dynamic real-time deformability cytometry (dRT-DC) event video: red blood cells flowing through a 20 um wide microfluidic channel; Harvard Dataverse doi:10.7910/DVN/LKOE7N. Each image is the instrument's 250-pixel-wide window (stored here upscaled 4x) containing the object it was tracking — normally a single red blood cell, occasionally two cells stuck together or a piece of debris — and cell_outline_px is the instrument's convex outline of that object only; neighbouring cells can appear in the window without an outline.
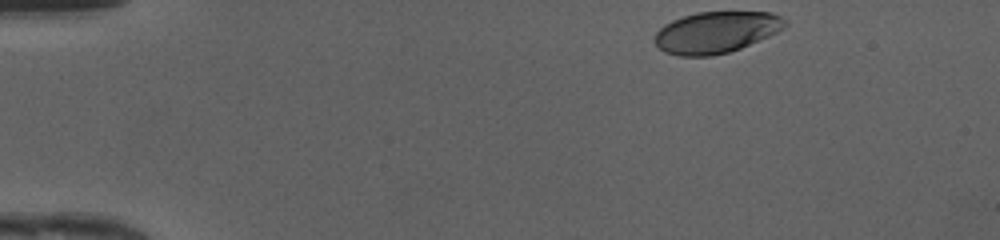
{"species": "human", "species_latin": "Homo sapiens", "temperature_condition": "cold", "stored_images_in_passage": 10, "camera_frame_rate_fps": 3000, "um_per_image_px": 0.085, "donor": {"sex": "female"}, "frame": {"image": 1, "passage_image": 1, "time_ms": 0.0, "image_size_px": [1000, 240], "cell_outline_px": [[788, 24], [784, 28], [768, 36], [740, 48], [728, 52], [712, 56], [680, 56], [664, 52], [652, 40], [656, 32], [664, 24], [672, 20], [696, 12], [772, 12], [788, 20]], "centroid_in_image_um": [60.86, 2.74], "position_along_channel_um": 24.1, "area_um2": 31.56}}